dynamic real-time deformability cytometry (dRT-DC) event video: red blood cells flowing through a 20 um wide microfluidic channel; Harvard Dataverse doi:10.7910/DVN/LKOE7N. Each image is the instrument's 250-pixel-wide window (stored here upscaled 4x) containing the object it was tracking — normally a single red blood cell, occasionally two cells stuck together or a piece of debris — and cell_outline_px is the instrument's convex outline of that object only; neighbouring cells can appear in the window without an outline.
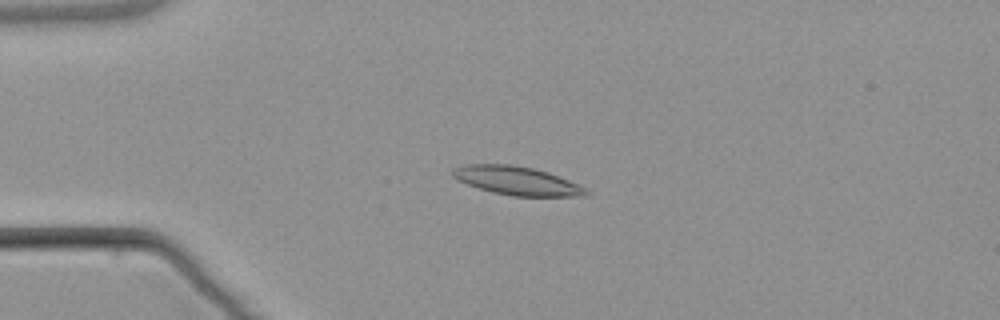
{"species": "common noctule bat (a hibernating species)", "species_latin": "Nyctalus noctula", "temperature_condition": "warm", "stored_images_in_passage": 7, "camera_frame_rate_fps": 3000, "um_per_image_px": 0.085, "animal": {"sex": "male", "body_mass_g": 21.5, "forearm_length_mm": 52.0}, "frame": {"image": 1, "passage_image": 4, "time_ms": 3.333, "image_size_px": [1000, 320], "cell_outline_px": [[592, 192], [588, 196], [512, 196], [492, 192], [456, 180], [452, 176], [452, 168], [464, 164], [512, 164], [532, 168], [548, 172], [568, 180]], "centroid_in_image_um": [43.91, 15.36], "position_along_channel_um": 41.1, "area_um2": 22.2}}
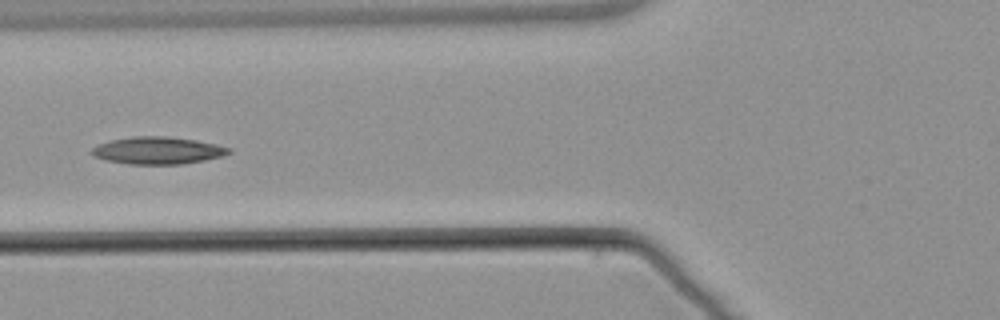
{"frame": {"image": 2, "passage_image": 6, "time_ms": 6.0, "image_size_px": [1000, 320], "cell_outline_px": [[232, 152], [224, 156], [204, 160], [180, 164], [128, 164], [104, 160], [92, 156], [88, 152], [92, 148], [100, 144], [112, 140], [132, 136], [168, 136], [196, 140], [216, 144], [232, 148]], "centroid_in_image_um": [13.4, 12.79], "position_along_channel_um": 112.4, "area_um2": 21.96}}